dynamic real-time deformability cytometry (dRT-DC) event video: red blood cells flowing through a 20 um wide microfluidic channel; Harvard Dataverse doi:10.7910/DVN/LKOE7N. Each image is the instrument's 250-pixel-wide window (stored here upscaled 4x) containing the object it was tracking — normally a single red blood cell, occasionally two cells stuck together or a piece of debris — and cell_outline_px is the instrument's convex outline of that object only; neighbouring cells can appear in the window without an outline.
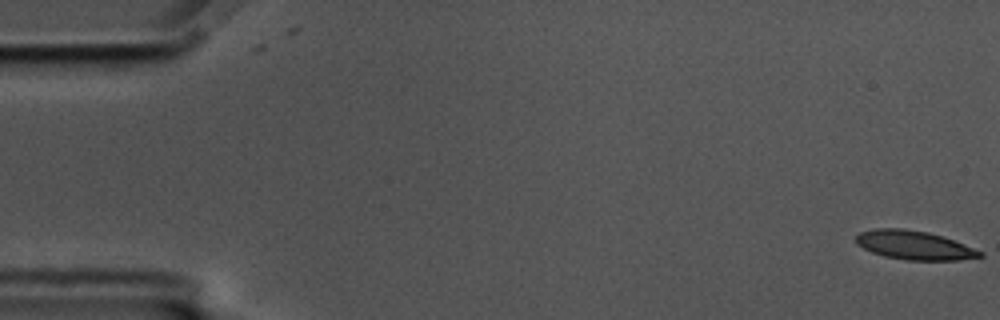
{"species": "common noctule bat (a hibernating species)", "species_latin": "Nyctalus noctula", "temperature_condition": "cold", "stored_images_in_passage": 2, "camera_frame_rate_fps": 3000, "um_per_image_px": 0.085, "animal": {"sex": "male", "body_mass_g": 17.5, "forearm_length_mm": 52.3}, "frame": {"image": 1, "passage_image": 2, "time_ms": 0.333, "image_size_px": [1000, 320], "cell_outline_px": [[984, 256], [960, 260], [908, 260], [884, 256], [872, 252], [856, 244], [856, 236], [860, 232], [872, 228], [904, 228], [928, 232], [952, 240], [984, 252]], "centroid_in_image_um": [77.68, 20.84], "position_along_channel_um": 7.3, "area_um2": 20.75}}